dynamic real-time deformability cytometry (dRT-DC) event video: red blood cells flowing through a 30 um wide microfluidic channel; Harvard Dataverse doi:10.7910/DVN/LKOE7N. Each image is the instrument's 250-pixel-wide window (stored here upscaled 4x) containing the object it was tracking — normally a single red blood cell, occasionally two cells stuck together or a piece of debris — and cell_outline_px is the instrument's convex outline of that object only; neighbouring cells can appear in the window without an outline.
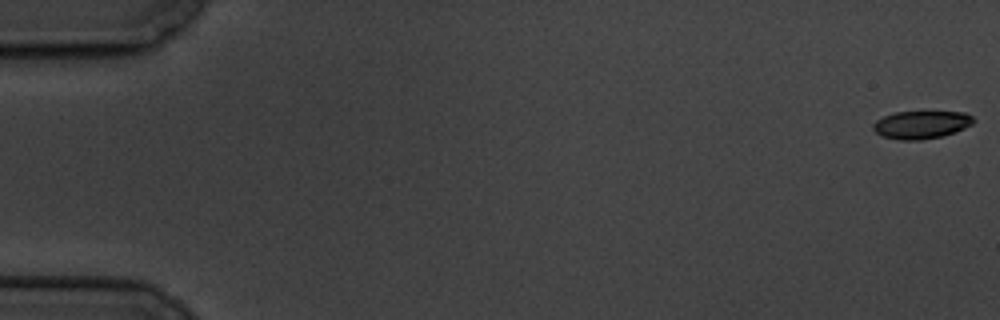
{"species": "common noctule bat (a hibernating species)", "species_latin": "Nyctalus noctula", "temperature_condition": "cold", "stored_images_in_passage": 5, "camera_frame_rate_fps": 3000, "um_per_image_px": 0.085, "animal": {"sex": "male", "body_mass_g": 19.5, "forearm_length_mm": 54.6}, "frame": {"image": 1, "passage_image": 1, "time_ms": 0.0, "image_size_px": [1000, 320], "cell_outline_px": [[976, 120], [972, 124], [956, 132], [944, 136], [920, 140], [900, 140], [884, 136], [876, 132], [872, 128], [872, 124], [876, 120], [884, 116], [896, 112], [964, 112], [972, 116]], "centroid_in_image_um": [78.33, 10.6], "position_along_channel_um": 6.7, "area_um2": 16.3}}
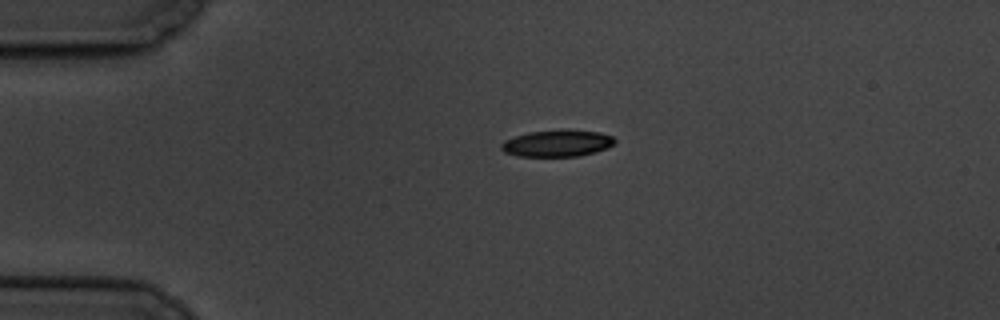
{"frame": {"image": 2, "passage_image": 4, "time_ms": 4.333, "image_size_px": [1000, 320], "cell_outline_px": [[616, 140], [608, 148], [596, 152], [580, 156], [516, 156], [504, 152], [500, 148], [500, 144], [504, 140], [528, 132], [564, 128], [568, 128], [600, 132], [612, 136]], "centroid_in_image_um": [47.37, 12.16], "position_along_channel_um": 37.6, "area_um2": 18.09}}